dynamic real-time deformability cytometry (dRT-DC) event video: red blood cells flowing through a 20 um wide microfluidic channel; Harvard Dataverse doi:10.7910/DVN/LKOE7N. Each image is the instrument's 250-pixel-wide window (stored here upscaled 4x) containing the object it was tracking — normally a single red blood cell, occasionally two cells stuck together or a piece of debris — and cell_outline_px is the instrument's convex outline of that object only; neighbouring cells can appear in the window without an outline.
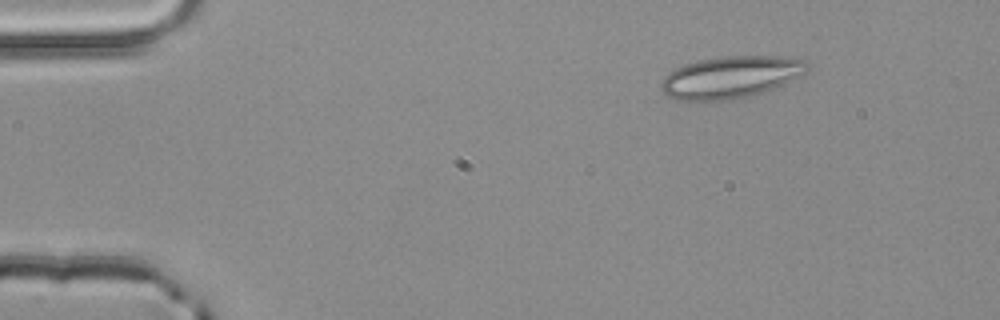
{"species": "common noctule bat (a hibernating species)", "species_latin": "Nyctalus noctula", "temperature_condition": "room temperature", "stored_images_in_passage": 3, "camera_frame_rate_fps": 3000, "um_per_image_px": 0.085, "animal": {"sex": "male", "body_mass_g": 20.4}, "frame": {"image": 1, "passage_image": 1, "time_ms": 0.0, "image_size_px": [1000, 320], "cell_outline_px": [[808, 68], [800, 76], [764, 92], [748, 96], [728, 100], [704, 104], [676, 100], [668, 96], [660, 88], [660, 84], [664, 76], [668, 72], [684, 64], [700, 60], [724, 56], [780, 56], [804, 60], [808, 64]], "centroid_in_image_um": [62.03, 6.6], "position_along_channel_um": 23.0, "area_um2": 36.3}}